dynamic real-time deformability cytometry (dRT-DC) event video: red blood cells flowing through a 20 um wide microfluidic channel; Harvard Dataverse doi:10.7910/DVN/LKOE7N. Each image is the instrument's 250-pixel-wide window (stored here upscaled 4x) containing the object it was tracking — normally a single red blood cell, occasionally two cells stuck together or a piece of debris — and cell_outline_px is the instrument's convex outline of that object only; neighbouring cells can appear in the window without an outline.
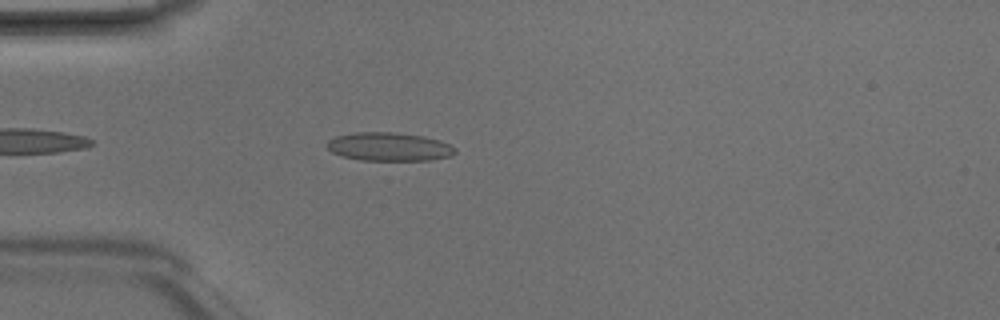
{"species": "Egyptian fruit bat (a non-hibernating species)", "species_latin": "Rousettus aegyptiacus", "temperature_condition": "room temperature", "stored_images_in_passage": 4, "camera_frame_rate_fps": 3000, "um_per_image_px": 0.085, "animal": {"sex": "male"}, "frame": {"image": 1, "passage_image": 4, "time_ms": 1.0, "image_size_px": [1000, 320], "cell_outline_px": [[456, 152], [452, 156], [432, 160], [360, 160], [344, 156], [332, 152], [328, 148], [328, 140], [336, 136], [352, 132], [392, 132], [424, 136], [440, 140], [456, 148]], "centroid_in_image_um": [33.1, 12.47], "position_along_channel_um": 51.9, "area_um2": 21.27}}